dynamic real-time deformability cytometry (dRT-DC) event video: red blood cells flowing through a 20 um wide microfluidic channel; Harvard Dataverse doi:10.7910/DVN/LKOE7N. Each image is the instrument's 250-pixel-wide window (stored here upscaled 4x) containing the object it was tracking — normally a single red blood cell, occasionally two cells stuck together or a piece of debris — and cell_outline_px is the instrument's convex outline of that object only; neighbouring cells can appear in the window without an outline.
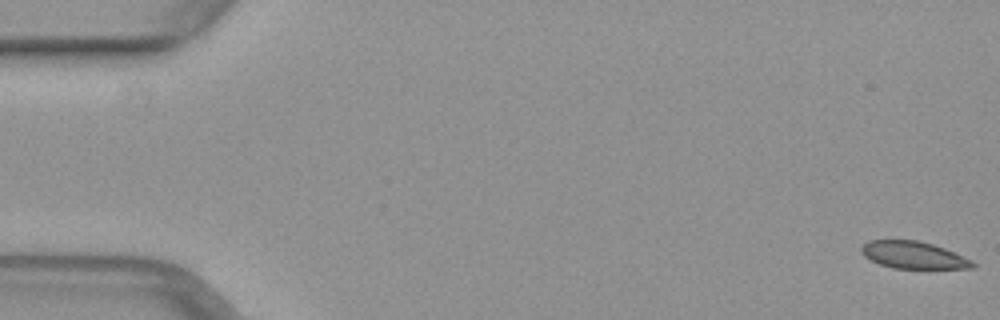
{"species": "common noctule bat (a hibernating species)", "species_latin": "Nyctalus noctula", "temperature_condition": "warm", "stored_images_in_passage": 51, "camera_frame_rate_fps": 3000, "um_per_image_px": 0.085, "animal": {"sex": "female", "body_mass_g": 29.2, "forearm_length_mm": 56.3}, "frame": {"image": 1, "passage_image": 1, "time_ms": 0.0, "image_size_px": [1000, 320], "cell_outline_px": [[976, 268], [892, 268], [880, 264], [864, 256], [860, 252], [860, 248], [868, 240], [916, 240], [932, 244], [944, 248], [972, 260], [976, 264]], "centroid_in_image_um": [77.63, 21.68], "position_along_channel_um": 7.4, "area_um2": 17.51}}
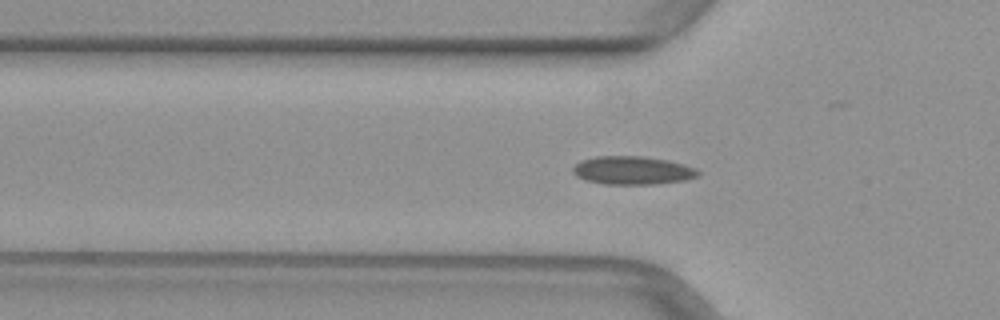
{"frame": {"image": 2, "passage_image": 17, "time_ms": 5.333, "image_size_px": [1000, 320], "cell_outline_px": [[700, 176], [688, 180], [656, 184], [604, 184], [584, 180], [576, 176], [572, 172], [572, 168], [580, 160], [596, 156], [644, 156], [668, 160], [684, 164], [696, 168], [700, 172]], "centroid_in_image_um": [53.78, 14.48], "position_along_channel_um": 72.0, "area_um2": 20.98}}
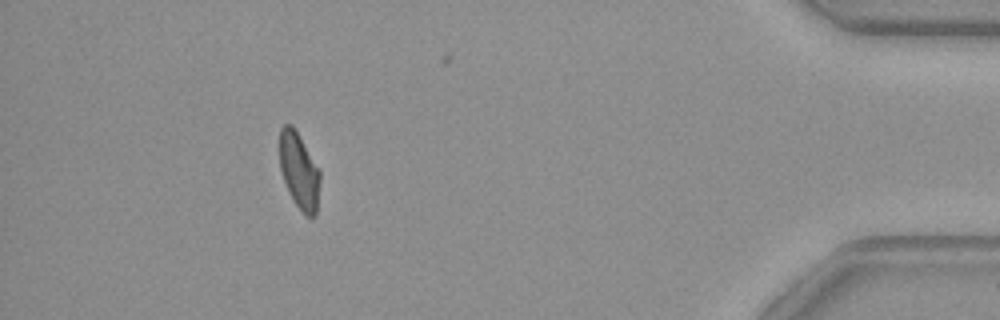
{"frame": {"image": 3, "passage_image": 46, "time_ms": 15.0, "image_size_px": [1000, 320], "cell_outline_px": [[320, 180], [316, 216], [308, 216], [292, 200], [288, 192], [280, 168], [280, 128], [284, 124], [292, 124], [320, 168]], "centroid_in_image_um": [25.44, 14.49], "position_along_channel_um": 409.8, "area_um2": 17.98}}